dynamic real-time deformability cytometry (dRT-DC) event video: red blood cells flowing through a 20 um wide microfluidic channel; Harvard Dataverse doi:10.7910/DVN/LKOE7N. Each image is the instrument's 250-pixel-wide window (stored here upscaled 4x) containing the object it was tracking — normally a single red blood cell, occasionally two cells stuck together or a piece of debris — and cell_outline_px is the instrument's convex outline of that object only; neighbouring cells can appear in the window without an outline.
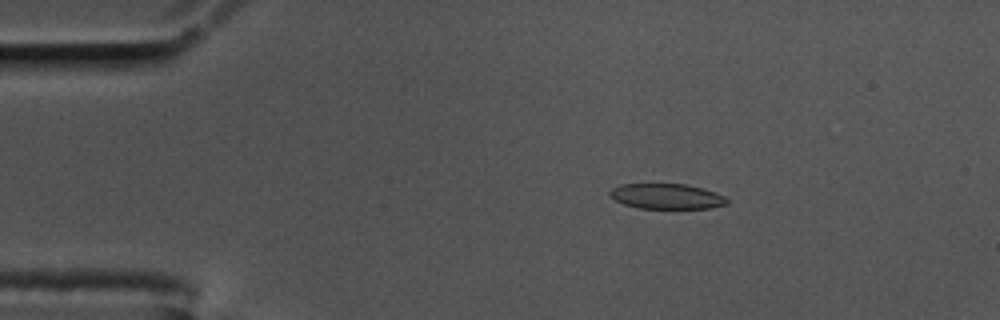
{"species": "common noctule bat (a hibernating species)", "species_latin": "Nyctalus noctula", "temperature_condition": "cold", "stored_images_in_passage": 51, "camera_frame_rate_fps": 3000, "um_per_image_px": 0.085, "animal": {"sex": "male", "body_mass_g": 17.5, "forearm_length_mm": 52.3}, "frame": {"image": 1, "passage_image": 3, "time_ms": 0.667, "image_size_px": [1000, 320], "cell_outline_px": [[728, 204], [708, 208], [636, 208], [624, 204], [616, 200], [608, 192], [612, 188], [620, 184], [684, 184], [704, 188], [716, 192], [724, 196], [728, 200]], "centroid_in_image_um": [56.68, 16.68], "position_along_channel_um": 28.3, "area_um2": 17.22}}
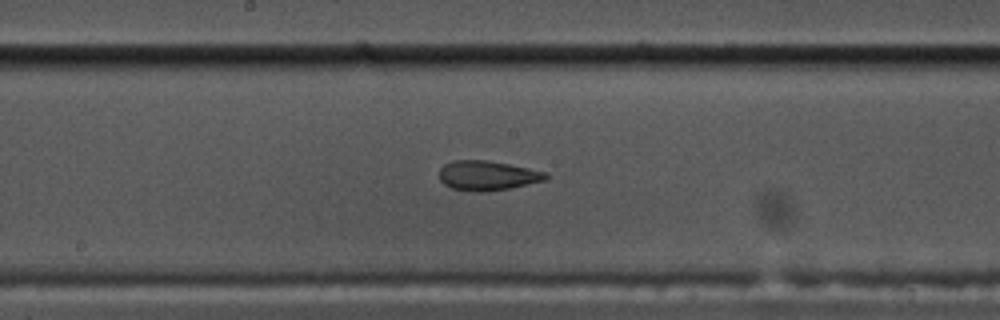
{"frame": {"image": 2, "passage_image": 23, "time_ms": 7.333, "image_size_px": [1000, 320], "cell_outline_px": [[548, 180], [508, 188], [484, 192], [480, 192], [452, 188], [444, 184], [440, 180], [440, 168], [444, 164], [452, 160], [484, 160], [508, 164], [548, 172]], "centroid_in_image_um": [41.44, 14.92], "position_along_channel_um": 206.8, "area_um2": 18.32}}
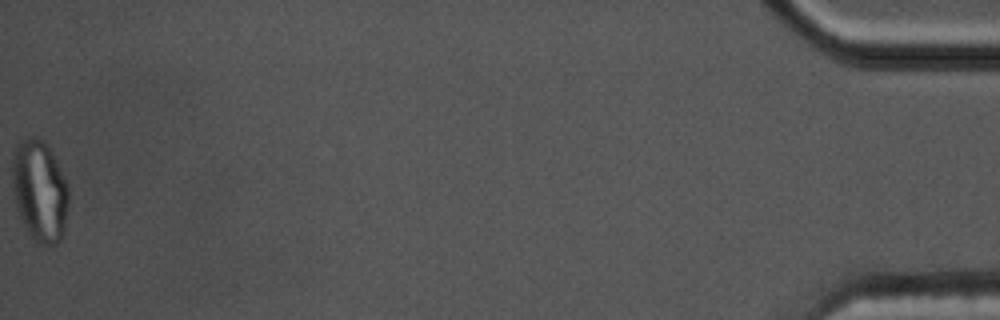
{"frame": {"image": 3, "passage_image": 51, "time_ms": 16.667, "image_size_px": [1000, 320], "cell_outline_px": [[68, 208], [64, 236], [56, 244], [40, 244], [28, 232], [16, 208], [12, 188], [12, 160], [16, 144], [20, 140], [28, 136], [36, 136], [44, 140], [56, 160], [68, 184]], "centroid_in_image_um": [3.37, 16.19], "position_along_channel_um": 431.8, "area_um2": 33.7}, "authors_computed_cell_mechanics": {"area_um2": 18.7272, "velocity_mm_per_s": 3.4883, "shape_relaxation_time_tau1_ms": null, "shape_relaxation_time_tau2_ms": 2.1589, "deformation_change_tau1": null, "deformation_change_tau2": 0.0924}}